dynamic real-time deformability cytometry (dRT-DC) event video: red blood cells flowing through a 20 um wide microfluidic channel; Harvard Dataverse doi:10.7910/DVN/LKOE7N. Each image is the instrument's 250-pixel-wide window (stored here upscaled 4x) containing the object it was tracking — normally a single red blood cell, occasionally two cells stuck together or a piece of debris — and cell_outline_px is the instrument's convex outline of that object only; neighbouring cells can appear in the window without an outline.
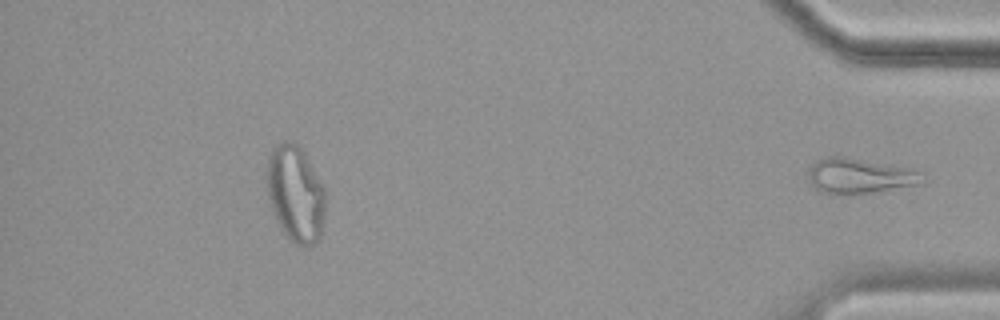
{"species": "common noctule bat (a hibernating species)", "species_latin": "Nyctalus noctula", "temperature_condition": "cold", "stored_images_in_passage": 52, "segment_of_instrument_passage": [2, 2], "camera_frame_rate_fps": 3000, "um_per_image_px": 0.085, "animal": {"sex": "female", "body_mass_g": 19.9}, "frame": {"image": 1, "passage_image": 52, "time_ms": 17.0, "image_size_px": [1000, 320], "cell_outline_px": [[920, 172], [916, 184], [872, 192], [848, 196], [820, 192], [812, 184], [808, 176], [808, 172], [812, 164], [816, 160], [828, 156], [844, 156], [916, 168]], "centroid_in_image_um": [72.98, 14.94], "position_along_channel_um": 362.2, "area_um2": 23.41}}